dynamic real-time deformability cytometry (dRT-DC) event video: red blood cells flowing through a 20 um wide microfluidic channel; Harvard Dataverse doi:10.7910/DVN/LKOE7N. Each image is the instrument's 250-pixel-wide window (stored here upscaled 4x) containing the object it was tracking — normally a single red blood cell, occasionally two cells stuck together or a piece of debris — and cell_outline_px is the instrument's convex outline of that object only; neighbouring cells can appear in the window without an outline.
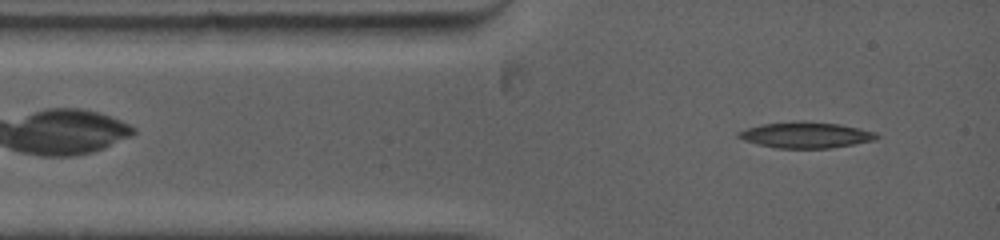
{"species": "common noctule bat (a hibernating species)", "species_latin": "Nyctalus noctula", "temperature_condition": "warm", "stored_images_in_passage": 7, "camera_frame_rate_fps": 5000, "um_per_image_px": 0.085, "animal": {"sex": "female", "body_mass_g": 19.0, "forearm_length_mm": 53.3}, "frame": {"image": 1, "passage_image": 3, "time_ms": 0.6, "image_size_px": [1000, 240], "cell_outline_px": [[880, 136], [876, 140], [828, 148], [776, 148], [756, 144], [744, 140], [736, 136], [736, 132], [760, 124], [796, 120], [804, 120], [840, 124], [860, 128], [876, 132]], "centroid_in_image_um": [68.48, 11.46], "position_along_channel_um": 16.5, "area_um2": 21.21}}
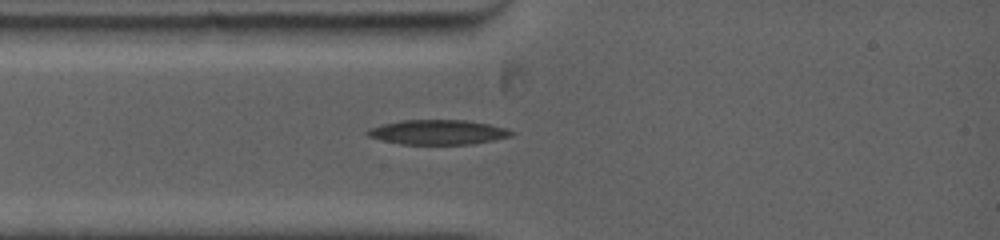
{"frame": {"image": 2, "passage_image": 7, "time_ms": 2.0, "image_size_px": [1000, 240], "cell_outline_px": [[516, 132], [512, 136], [472, 144], [400, 144], [368, 136], [364, 132], [380, 124], [400, 120], [464, 120], [488, 124], [508, 128]], "centroid_in_image_um": [37.24, 11.23], "position_along_channel_um": 47.8, "area_um2": 20.69}}